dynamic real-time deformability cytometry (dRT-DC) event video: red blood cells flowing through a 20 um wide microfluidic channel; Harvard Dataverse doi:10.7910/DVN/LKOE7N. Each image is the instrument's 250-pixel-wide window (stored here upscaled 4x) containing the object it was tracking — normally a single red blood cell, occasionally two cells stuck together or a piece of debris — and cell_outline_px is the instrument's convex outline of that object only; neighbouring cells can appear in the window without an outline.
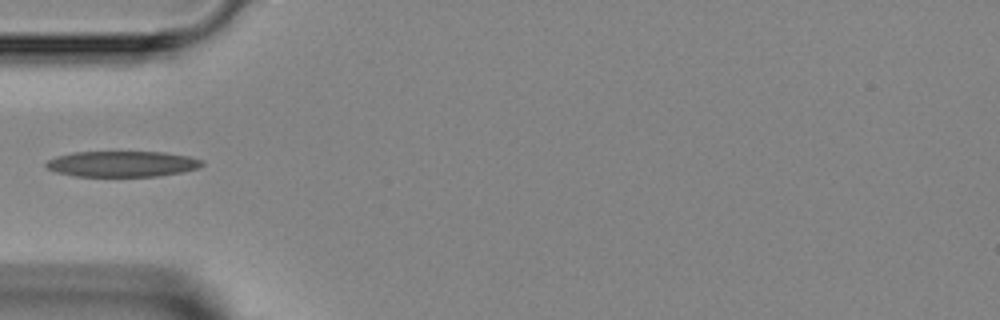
{"species": "Egyptian fruit bat (a non-hibernating species)", "species_latin": "Rousettus aegyptiacus", "temperature_condition": "room temperature", "stored_images_in_passage": 1, "camera_frame_rate_fps": 3000, "um_per_image_px": 0.085, "animal": {"sex": "female"}, "frame": {"image": 1, "passage_image": 1, "time_ms": 0.0, "image_size_px": [1000, 320], "cell_outline_px": [[204, 164], [200, 168], [184, 172], [156, 176], [76, 176], [56, 172], [48, 168], [44, 164], [48, 160], [56, 156], [72, 152], [164, 152], [188, 156], [204, 160]], "centroid_in_image_um": [10.42, 13.93], "position_along_channel_um": 74.6, "area_um2": 23.52}}